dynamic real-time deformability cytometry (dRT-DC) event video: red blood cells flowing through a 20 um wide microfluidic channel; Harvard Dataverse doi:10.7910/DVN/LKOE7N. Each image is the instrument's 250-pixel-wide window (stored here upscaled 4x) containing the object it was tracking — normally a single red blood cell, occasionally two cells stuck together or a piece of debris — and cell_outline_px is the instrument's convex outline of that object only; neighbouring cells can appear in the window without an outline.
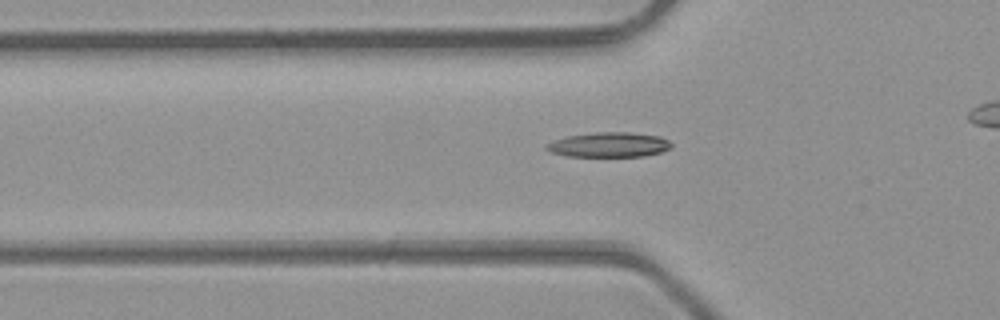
{"species": "common noctule bat (a hibernating species)", "species_latin": "Nyctalus noctula", "temperature_condition": "room temperature", "stored_images_in_passage": 39, "camera_frame_rate_fps": 3000, "um_per_image_px": 0.085, "animal": {"sex": "male", "body_mass_g": 23.1, "forearm_length_mm": 52.7}, "frame": {"image": 1, "passage_image": 16, "time_ms": 5.0, "image_size_px": [1000, 320], "cell_outline_px": [[672, 148], [660, 152], [644, 156], [568, 156], [552, 152], [544, 148], [544, 144], [568, 136], [596, 132], [628, 132], [660, 136], [668, 140], [672, 144]], "centroid_in_image_um": [51.78, 12.3], "position_along_channel_um": 74.0, "area_um2": 17.98}}
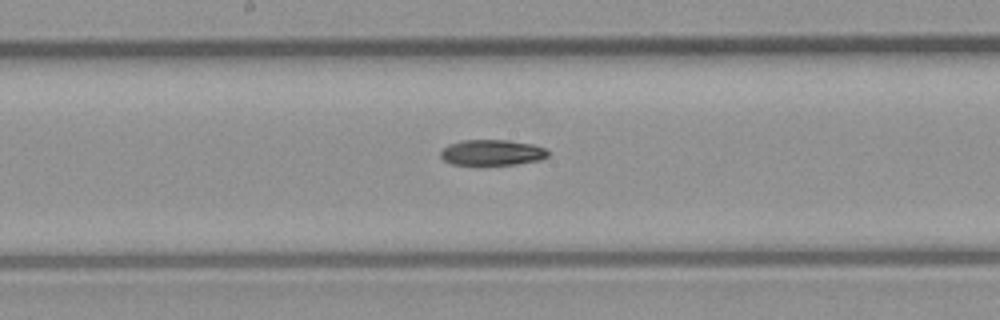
{"frame": {"image": 2, "passage_image": 25, "time_ms": 8.0, "image_size_px": [1000, 320], "cell_outline_px": [[548, 156], [540, 160], [516, 164], [452, 164], [444, 160], [440, 156], [440, 152], [448, 144], [464, 140], [508, 140], [532, 144], [544, 148], [548, 152]], "centroid_in_image_um": [41.82, 12.96], "position_along_channel_um": 206.4, "area_um2": 15.9}}
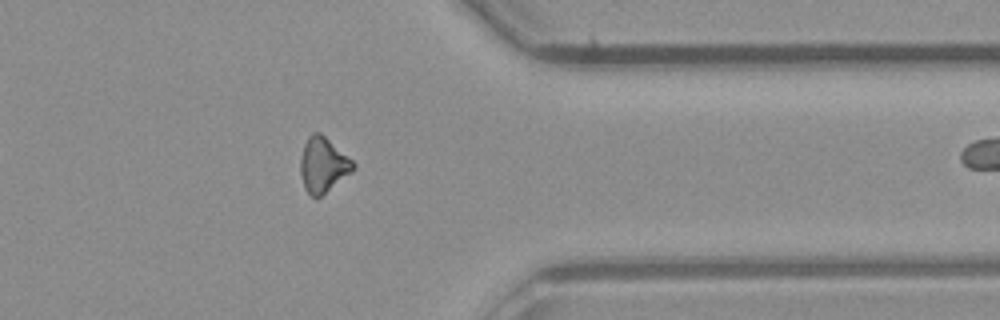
{"frame": {"image": 3, "passage_image": 38, "time_ms": 12.333, "image_size_px": [1000, 320], "cell_outline_px": [[356, 168], [352, 172], [320, 196], [312, 196], [304, 188], [300, 172], [300, 156], [304, 144], [308, 136], [312, 132], [320, 132], [352, 160], [356, 164]], "centroid_in_image_um": [27.45, 13.99], "position_along_channel_um": 384.0, "area_um2": 16.76}}